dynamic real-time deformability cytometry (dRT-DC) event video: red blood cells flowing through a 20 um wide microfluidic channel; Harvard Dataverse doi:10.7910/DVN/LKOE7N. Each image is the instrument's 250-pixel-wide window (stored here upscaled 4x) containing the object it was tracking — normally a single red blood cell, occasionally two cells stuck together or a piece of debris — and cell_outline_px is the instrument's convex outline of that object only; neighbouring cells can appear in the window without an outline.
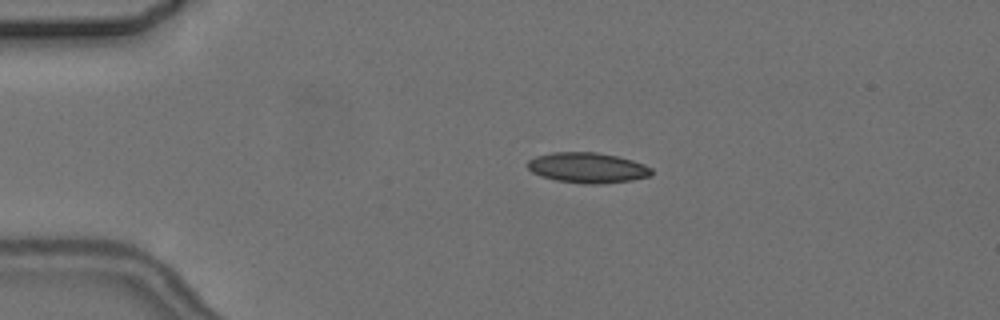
{"species": "common noctule bat (a hibernating species)", "species_latin": "Nyctalus noctula", "temperature_condition": "cold", "stored_images_in_passage": 6, "camera_frame_rate_fps": 3000, "um_per_image_px": 0.085, "animal": {"sex": "female", "body_mass_g": 24.6, "forearm_length_mm": 56.2}, "frame": {"image": 1, "passage_image": 3, "time_ms": 2.333, "image_size_px": [1000, 320], "cell_outline_px": [[652, 176], [632, 180], [604, 184], [584, 184], [556, 180], [540, 176], [532, 172], [528, 168], [528, 160], [536, 156], [552, 152], [596, 152], [616, 156], [632, 160], [644, 164], [652, 168]], "centroid_in_image_um": [49.95, 14.26], "position_along_channel_um": 35.0, "area_um2": 22.08}}
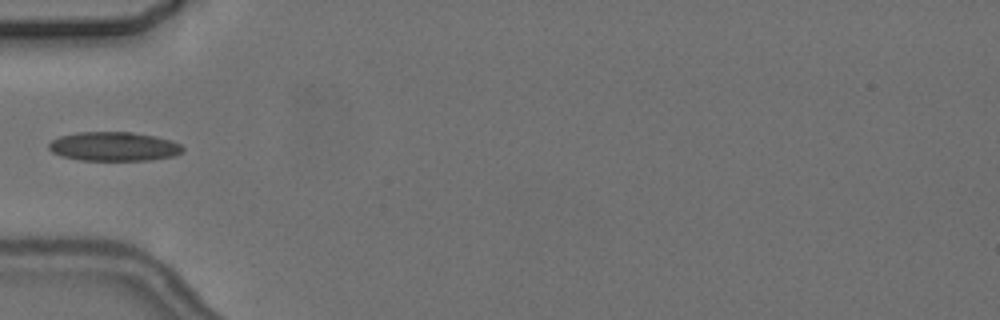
{"frame": {"image": 2, "passage_image": 5, "time_ms": 4.667, "image_size_px": [1000, 320], "cell_outline_px": [[184, 152], [176, 156], [152, 160], [80, 160], [64, 156], [52, 152], [48, 148], [48, 144], [52, 140], [60, 136], [76, 132], [132, 132], [156, 136], [172, 140], [180, 144], [184, 148]], "centroid_in_image_um": [9.73, 12.45], "position_along_channel_um": 75.3, "area_um2": 22.89}}
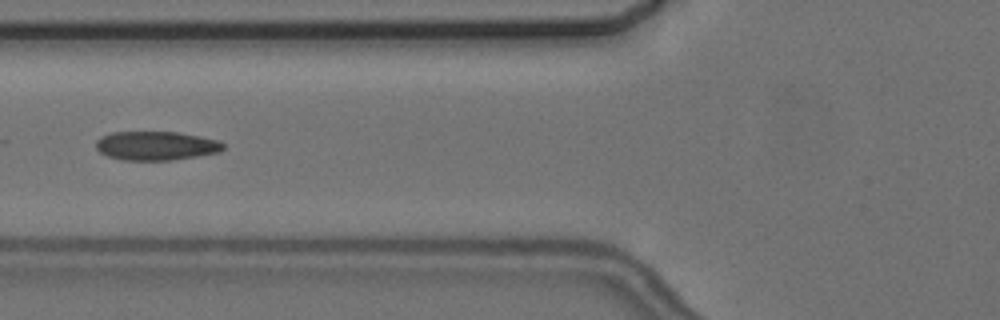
{"frame": {"image": 3, "passage_image": 6, "time_ms": 5.667, "image_size_px": [1000, 320], "cell_outline_px": [[224, 148], [220, 152], [172, 160], [124, 160], [108, 156], [100, 152], [96, 148], [96, 140], [100, 136], [112, 132], [176, 132], [200, 136], [220, 140], [224, 144]], "centroid_in_image_um": [13.27, 12.38], "position_along_channel_um": 112.5, "area_um2": 21.5}}